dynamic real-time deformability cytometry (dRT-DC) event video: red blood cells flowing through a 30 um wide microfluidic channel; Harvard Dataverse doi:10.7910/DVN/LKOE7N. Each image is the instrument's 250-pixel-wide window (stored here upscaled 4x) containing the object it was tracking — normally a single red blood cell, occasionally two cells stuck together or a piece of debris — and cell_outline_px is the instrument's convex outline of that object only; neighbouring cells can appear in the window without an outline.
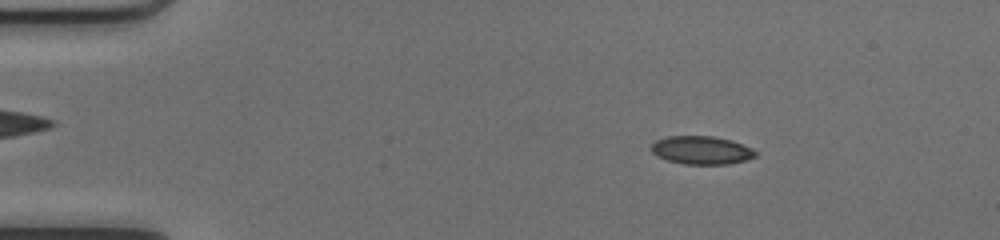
{"species": "common noctule bat (a hibernating species)", "species_latin": "Nyctalus noctula", "temperature_condition": "cold", "stored_images_in_passage": 49, "camera_frame_rate_fps": 3000, "um_per_image_px": 0.085, "animal": {"sex": "female", "body_mass_g": 17.0, "forearm_length_mm": 48.0}, "frame": {"image": 1, "passage_image": 8, "time_ms": 2.333, "image_size_px": [1000, 240], "cell_outline_px": [[756, 156], [744, 160], [728, 164], [684, 164], [668, 160], [656, 156], [652, 152], [652, 144], [656, 140], [668, 136], [712, 136], [732, 140], [752, 148], [756, 152]], "centroid_in_image_um": [59.62, 12.76], "position_along_channel_um": 25.4, "area_um2": 17.05}}
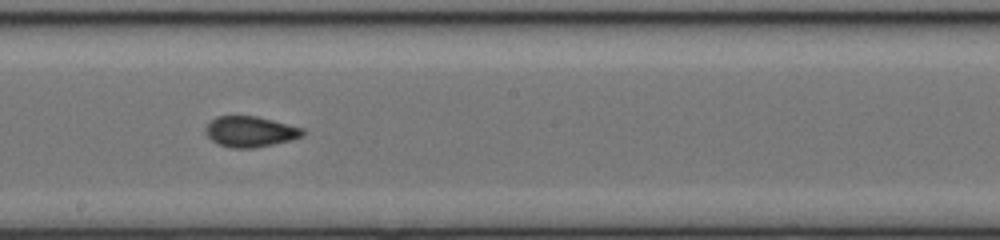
{"frame": {"image": 2, "passage_image": 28, "time_ms": 9.0, "image_size_px": [1000, 240], "cell_outline_px": [[304, 136], [292, 140], [252, 148], [232, 148], [220, 144], [212, 140], [204, 132], [204, 128], [216, 116], [256, 116], [304, 128]], "centroid_in_image_um": [21.28, 11.18], "position_along_channel_um": 226.9, "area_um2": 17.28}}
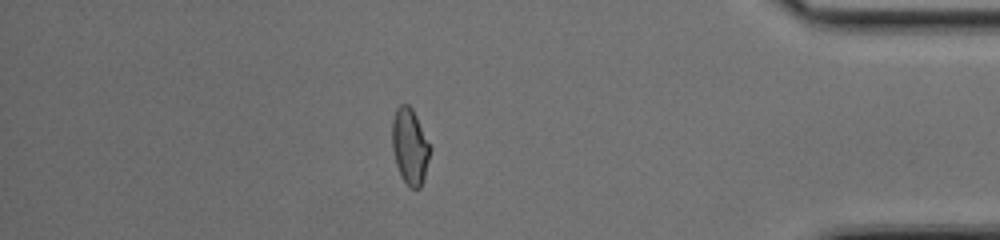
{"frame": {"image": 3, "passage_image": 43, "time_ms": 14.0, "image_size_px": [1000, 240], "cell_outline_px": [[432, 148], [424, 176], [420, 188], [408, 188], [400, 176], [396, 164], [392, 148], [392, 120], [396, 108], [400, 104], [408, 104], [412, 108]], "centroid_in_image_um": [34.83, 12.45], "position_along_channel_um": 400.4, "area_um2": 16.94}, "authors_computed_cell_mechanics": {"area_um2": 17.1088, "velocity_mm_per_s": 4.2036, "shape_relaxation_time_tau1_ms": null, "shape_relaxation_time_tau2_ms": 1.0626, "deformation_change_tau1": null, "deformation_change_tau2": 0.0453}}